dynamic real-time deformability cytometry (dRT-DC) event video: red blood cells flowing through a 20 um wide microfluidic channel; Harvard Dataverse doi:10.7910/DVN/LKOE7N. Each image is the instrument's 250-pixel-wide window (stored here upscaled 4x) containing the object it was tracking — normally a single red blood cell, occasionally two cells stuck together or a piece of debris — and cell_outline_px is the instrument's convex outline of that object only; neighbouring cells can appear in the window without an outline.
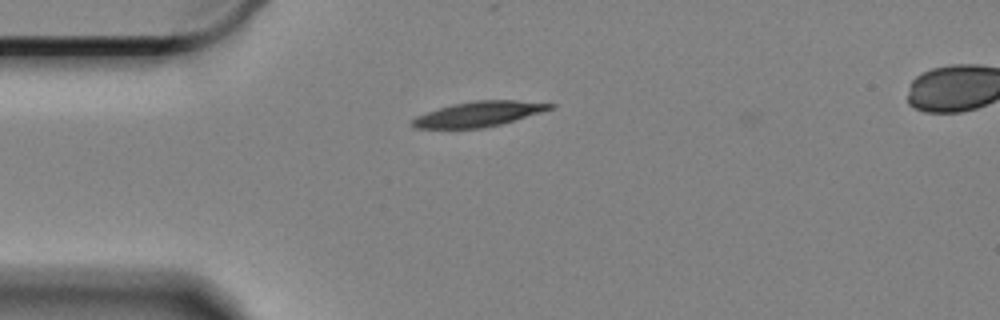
{"species": "Egyptian fruit bat (a non-hibernating species)", "species_latin": "Rousettus aegyptiacus", "temperature_condition": "cold", "stored_images_in_passage": 47, "camera_frame_rate_fps": 3000, "um_per_image_px": 0.085, "animal": {"sex": "female"}, "frame": {"image": 1, "passage_image": 1, "time_ms": 0.0, "image_size_px": [1000, 320], "cell_outline_px": [[556, 108], [500, 124], [484, 128], [412, 128], [408, 124], [416, 116], [452, 104], [472, 100], [516, 100], [556, 104]], "centroid_in_image_um": [40.7, 9.69], "position_along_channel_um": 44.3, "area_um2": 20.17}}
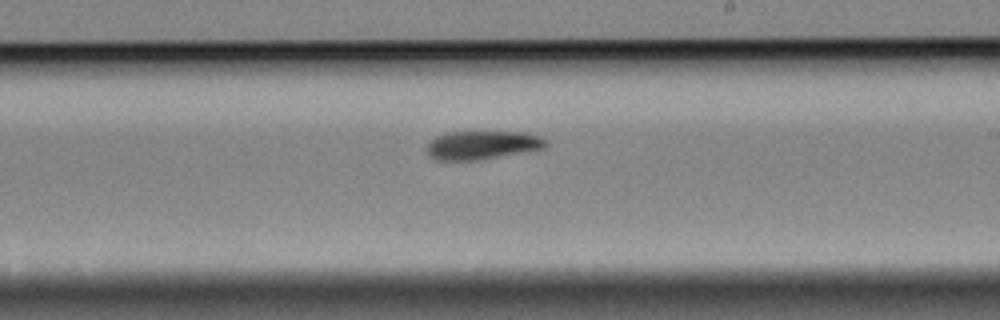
{"frame": {"image": 2, "passage_image": 21, "time_ms": 6.667, "image_size_px": [1000, 320], "cell_outline_px": [[548, 144], [544, 148], [480, 160], [436, 160], [428, 156], [428, 144], [436, 136], [444, 132], [524, 132], [540, 136], [548, 140]], "centroid_in_image_um": [41.0, 12.33], "position_along_channel_um": 248.0, "area_um2": 19.83}}
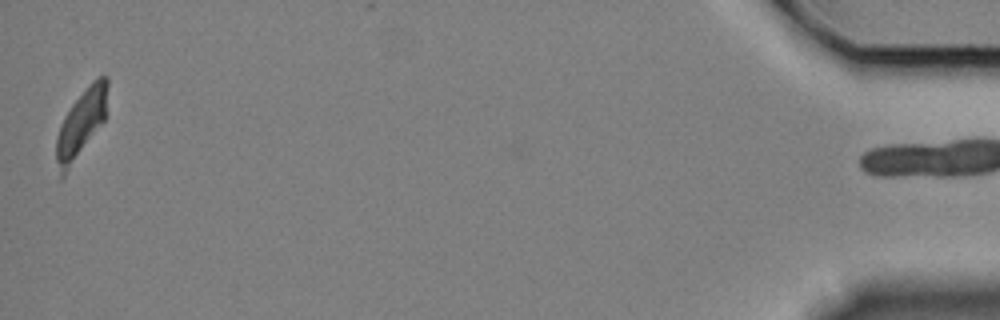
{"frame": {"image": 3, "passage_image": 46, "time_ms": 15.0, "image_size_px": [1000, 320], "cell_outline_px": [[108, 84], [104, 120], [64, 176], [60, 180], [56, 160], [56, 136], [60, 124], [64, 116], [72, 104], [88, 84], [92, 80], [100, 76], [108, 76]], "centroid_in_image_um": [6.87, 10.49], "position_along_channel_um": 428.3, "area_um2": 20.06}, "authors_computed_cell_mechanics": {"area_um2": 20.6346, "velocity_mm_per_s": 3.2781, "shape_relaxation_time_tau1_ms": 4.8887, "shape_relaxation_time_tau2_ms": 7.8009, "deformation_change_tau1": 0.1525, "deformation_change_tau2": 0.1099}}